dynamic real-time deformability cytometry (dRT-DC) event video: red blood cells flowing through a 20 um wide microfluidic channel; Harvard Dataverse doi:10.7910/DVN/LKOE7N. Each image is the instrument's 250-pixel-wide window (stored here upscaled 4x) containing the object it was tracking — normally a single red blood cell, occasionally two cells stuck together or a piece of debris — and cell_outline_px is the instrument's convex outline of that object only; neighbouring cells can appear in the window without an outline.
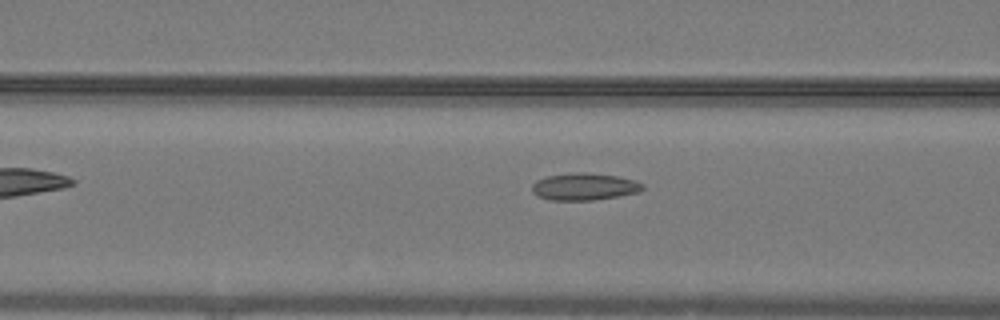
{"species": "common noctule bat (a hibernating species)", "species_latin": "Nyctalus noctula", "temperature_condition": "warm", "stored_images_in_passage": 7, "camera_frame_rate_fps": 3000, "um_per_image_px": 0.085, "animal": {"sex": "male", "body_mass_g": 19.2, "forearm_length_mm": 51.8}, "frame": {"image": 1, "passage_image": 5, "time_ms": 1.333, "image_size_px": [1000, 320], "cell_outline_px": [[644, 188], [640, 192], [620, 196], [592, 200], [552, 200], [536, 196], [532, 192], [532, 184], [536, 180], [548, 176], [576, 172], [584, 172], [616, 176], [636, 180], [644, 184]], "centroid_in_image_um": [49.68, 15.87], "position_along_channel_um": 116.9, "area_um2": 17.57}}